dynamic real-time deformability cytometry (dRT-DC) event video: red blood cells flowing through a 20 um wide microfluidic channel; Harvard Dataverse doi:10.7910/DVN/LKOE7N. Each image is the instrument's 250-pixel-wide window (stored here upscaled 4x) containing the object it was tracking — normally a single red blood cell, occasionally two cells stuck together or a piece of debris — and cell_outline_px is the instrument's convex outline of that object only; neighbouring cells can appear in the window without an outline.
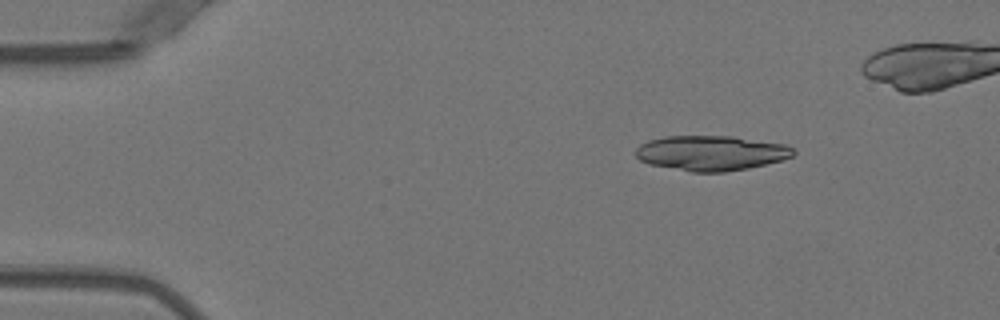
{"species": "Egyptian fruit bat (a non-hibernating species)", "species_latin": "Rousettus aegyptiacus", "temperature_condition": "warm", "stored_images_in_passage": 46, "camera_frame_rate_fps": 3000, "um_per_image_px": 0.085, "animal": {"sex": "female"}, "frame": {"image": 1, "passage_image": 7, "time_ms": 2.0, "image_size_px": [1000, 320], "cell_outline_px": [[796, 152], [792, 156], [780, 160], [748, 168], [724, 172], [692, 172], [648, 164], [640, 160], [636, 156], [636, 148], [640, 144], [648, 140], [664, 136], [732, 136], [788, 144], [796, 148]], "centroid_in_image_um": [60.45, 13.0], "position_along_channel_um": 24.5, "area_um2": 32.37}}